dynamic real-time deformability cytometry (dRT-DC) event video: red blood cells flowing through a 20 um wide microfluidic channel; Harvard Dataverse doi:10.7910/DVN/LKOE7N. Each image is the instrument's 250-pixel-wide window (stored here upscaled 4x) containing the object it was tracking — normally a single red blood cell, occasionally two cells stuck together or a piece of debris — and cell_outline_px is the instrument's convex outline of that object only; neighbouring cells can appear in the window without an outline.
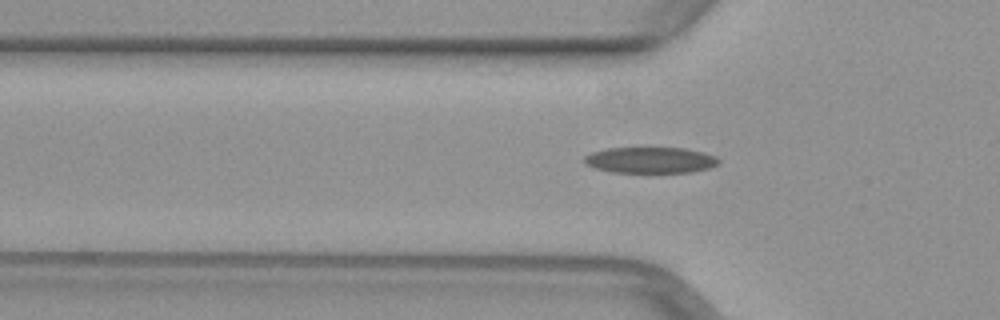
{"species": "common noctule bat (a hibernating species)", "species_latin": "Nyctalus noctula", "temperature_condition": "warm", "stored_images_in_passage": 5, "camera_frame_rate_fps": 3000, "um_per_image_px": 0.085, "animal": {"sex": "female", "body_mass_g": 29.2, "forearm_length_mm": 56.3}, "frame": {"image": 1, "passage_image": 2, "time_ms": 0.333, "image_size_px": [1000, 320], "cell_outline_px": [[720, 164], [708, 168], [692, 172], [612, 172], [596, 168], [584, 164], [584, 156], [592, 152], [608, 148], [684, 148], [704, 152], [716, 156], [720, 160]], "centroid_in_image_um": [55.3, 13.6], "position_along_channel_um": 70.5, "area_um2": 20.4}}